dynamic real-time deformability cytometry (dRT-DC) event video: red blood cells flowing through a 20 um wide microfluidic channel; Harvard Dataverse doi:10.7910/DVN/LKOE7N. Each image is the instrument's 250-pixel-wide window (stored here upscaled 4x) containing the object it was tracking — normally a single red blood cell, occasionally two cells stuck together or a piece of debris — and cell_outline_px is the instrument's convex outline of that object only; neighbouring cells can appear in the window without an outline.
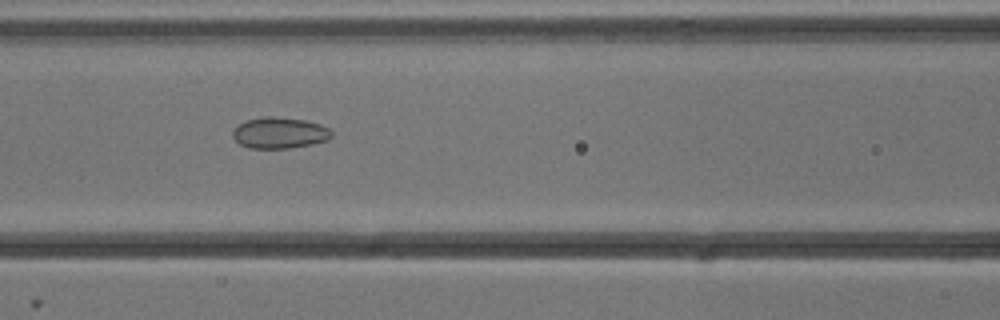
{"species": "common noctule bat (a hibernating species)", "species_latin": "Nyctalus noctula", "temperature_condition": "cold", "stored_images_in_passage": 54, "camera_frame_rate_fps": 3000, "um_per_image_px": 0.085, "animal": {"sex": "male", "body_mass_g": 13.3}, "frame": {"image": 1, "passage_image": 23, "time_ms": 7.333, "image_size_px": [1000, 320], "cell_outline_px": [[332, 136], [328, 140], [312, 144], [288, 148], [248, 148], [240, 144], [232, 136], [232, 132], [240, 124], [248, 120], [264, 116], [272, 116], [308, 120], [320, 124], [328, 128], [332, 132]], "centroid_in_image_um": [23.79, 11.29], "position_along_channel_um": 142.8, "area_um2": 17.92}}
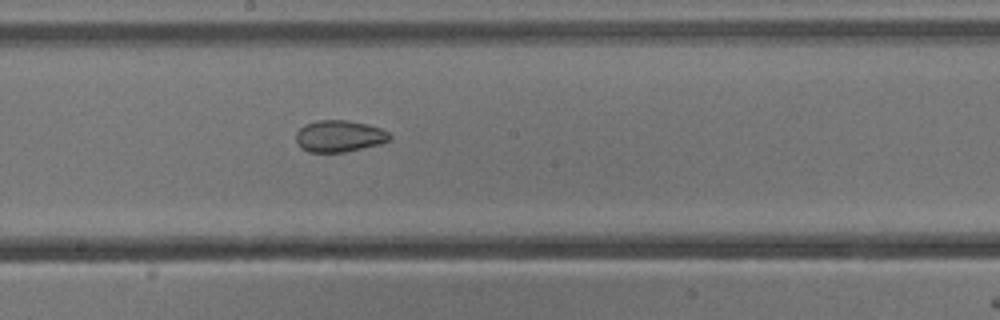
{"frame": {"image": 2, "passage_image": 29, "time_ms": 9.333, "image_size_px": [1000, 320], "cell_outline_px": [[392, 140], [380, 144], [344, 152], [308, 152], [300, 148], [296, 140], [296, 132], [304, 124], [316, 120], [348, 120], [368, 124], [380, 128], [388, 132], [392, 136]], "centroid_in_image_um": [28.84, 11.57], "position_along_channel_um": 219.4, "area_um2": 17.51}}
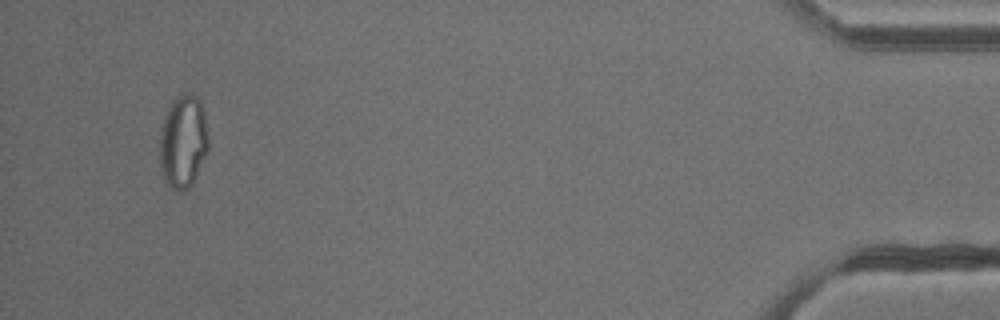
{"frame": {"image": 3, "passage_image": 51, "time_ms": 16.667, "image_size_px": [1000, 320], "cell_outline_px": [[208, 152], [192, 184], [188, 188], [180, 192], [176, 192], [164, 180], [160, 164], [160, 128], [164, 116], [172, 100], [180, 92], [192, 92], [200, 100], [204, 112], [208, 136]], "centroid_in_image_um": [15.57, 12.0], "position_along_channel_um": 419.6, "area_um2": 26.93}, "authors_computed_cell_mechanics": {"area_um2": 22.3686, "velocity_mm_per_s": 3.8352, "shape_relaxation_time_tau1_ms": null, "shape_relaxation_time_tau2_ms": 2.7006, "deformation_change_tau1": null, "deformation_change_tau2": 0.0715}}